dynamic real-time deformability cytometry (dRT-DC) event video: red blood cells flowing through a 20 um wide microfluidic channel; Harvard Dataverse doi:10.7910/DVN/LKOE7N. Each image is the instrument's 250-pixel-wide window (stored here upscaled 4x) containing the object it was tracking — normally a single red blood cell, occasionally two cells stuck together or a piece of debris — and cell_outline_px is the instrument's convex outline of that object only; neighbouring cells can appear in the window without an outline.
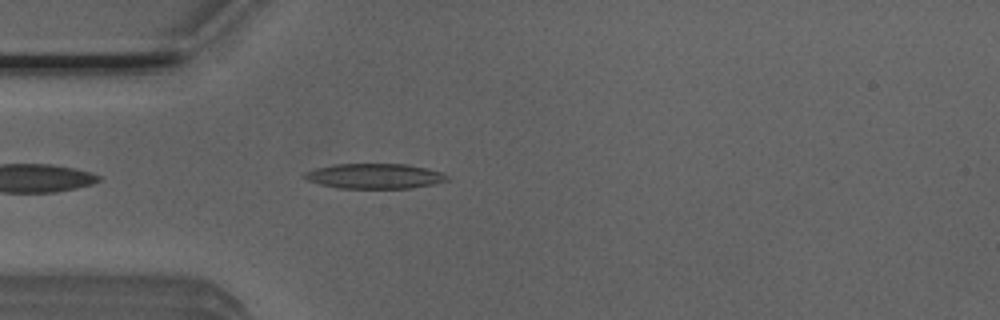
{"species": "Egyptian fruit bat (a non-hibernating species)", "species_latin": "Rousettus aegyptiacus", "temperature_condition": "room temperature", "stored_images_in_passage": 41, "camera_frame_rate_fps": 3000, "um_per_image_px": 0.085, "animal": {"sex": "male"}, "frame": {"image": 1, "passage_image": 3, "time_ms": 0.667, "image_size_px": [1000, 320], "cell_outline_px": [[448, 180], [436, 184], [412, 188], [336, 188], [320, 184], [308, 180], [304, 176], [304, 172], [316, 168], [336, 164], [408, 164], [444, 172], [448, 176]], "centroid_in_image_um": [31.89, 14.97], "position_along_channel_um": 53.1, "area_um2": 20.92}}
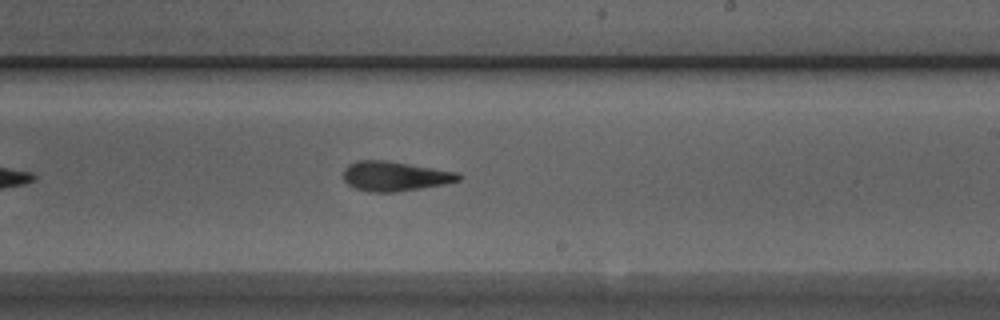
{"frame": {"image": 2, "passage_image": 19, "time_ms": 6.0, "image_size_px": [1000, 320], "cell_outline_px": [[464, 176], [460, 180], [444, 184], [396, 192], [368, 192], [356, 188], [348, 184], [344, 180], [344, 168], [348, 164], [356, 160], [388, 160], [456, 172]], "centroid_in_image_um": [33.55, 14.97], "position_along_channel_um": 255.5, "area_um2": 19.94}}
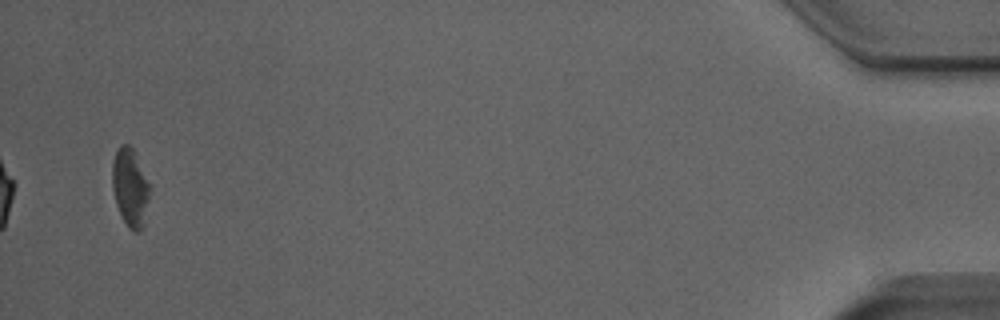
{"frame": {"image": 3, "passage_image": 39, "time_ms": 12.667, "image_size_px": [1000, 320], "cell_outline_px": [[152, 184], [144, 228], [140, 232], [132, 232], [128, 228], [116, 204], [112, 188], [112, 160], [120, 144], [128, 144], [132, 148]], "centroid_in_image_um": [11.11, 15.96], "position_along_channel_um": 424.1, "area_um2": 17.69}, "authors_computed_cell_mechanics": {"area_um2": 19.8832, "velocity_mm_per_s": 3.9027, "shape_relaxation_time_tau1_ms": 9.955, "shape_relaxation_time_tau2_ms": 4.3149, "deformation_change_tau1": 0.2466, "deformation_change_tau2": 0.1661}}